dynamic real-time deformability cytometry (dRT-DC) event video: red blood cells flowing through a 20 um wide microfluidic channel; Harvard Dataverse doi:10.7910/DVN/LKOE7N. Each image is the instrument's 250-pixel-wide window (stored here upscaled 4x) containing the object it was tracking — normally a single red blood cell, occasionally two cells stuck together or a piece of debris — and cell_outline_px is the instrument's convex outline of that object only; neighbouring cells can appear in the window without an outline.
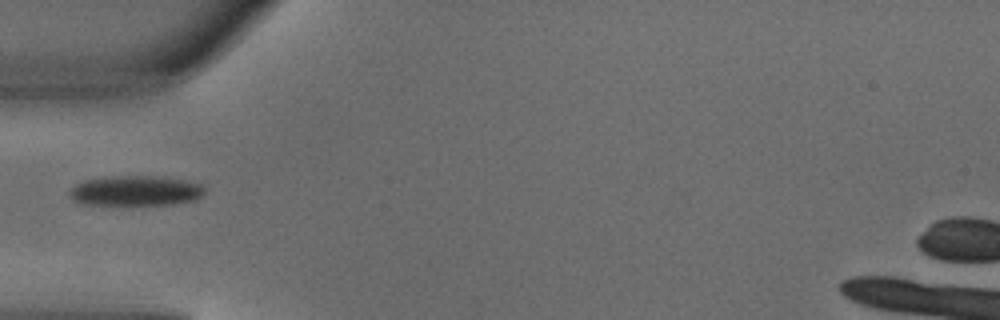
{"species": "common noctule bat (a hibernating species)", "species_latin": "Nyctalus noctula", "temperature_condition": "warm", "stored_images_in_passage": 6, "camera_frame_rate_fps": 3000, "um_per_image_px": 0.085, "animal": {"sex": "male", "body_mass_g": 18.8}, "frame": {"image": 1, "passage_image": 5, "time_ms": 1.333, "image_size_px": [1000, 320], "cell_outline_px": [[204, 192], [196, 200], [176, 204], [88, 204], [72, 200], [68, 196], [68, 192], [76, 184], [84, 180], [112, 176], [156, 176], [184, 180], [200, 184], [204, 188]], "centroid_in_image_um": [11.51, 16.21], "position_along_channel_um": 73.5, "area_um2": 23.52}}